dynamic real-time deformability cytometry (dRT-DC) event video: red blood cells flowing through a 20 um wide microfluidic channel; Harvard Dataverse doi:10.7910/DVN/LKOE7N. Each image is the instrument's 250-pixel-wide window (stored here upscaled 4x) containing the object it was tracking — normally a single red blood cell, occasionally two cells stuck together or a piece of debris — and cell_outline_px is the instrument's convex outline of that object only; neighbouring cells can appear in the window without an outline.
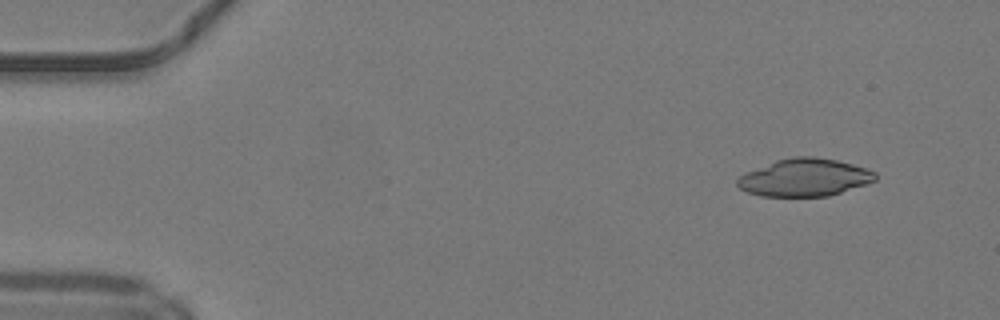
{"species": "common noctule bat (a hibernating species)", "species_latin": "Nyctalus noctula", "temperature_condition": "warm", "stored_images_in_passage": 26, "camera_frame_rate_fps": 3000, "um_per_image_px": 0.085, "animal": {"sex": "male", "body_mass_g": 19.2, "forearm_length_mm": 51.8}, "frame": {"image": 1, "passage_image": 1, "time_ms": 0.0, "image_size_px": [1000, 320], "cell_outline_px": [[876, 180], [828, 196], [760, 196], [748, 192], [740, 188], [736, 184], [736, 180], [744, 172], [776, 160], [792, 156], [816, 156], [836, 160], [868, 168], [876, 172]], "centroid_in_image_um": [68.36, 15.07], "position_along_channel_um": 16.6, "area_um2": 30.23}}